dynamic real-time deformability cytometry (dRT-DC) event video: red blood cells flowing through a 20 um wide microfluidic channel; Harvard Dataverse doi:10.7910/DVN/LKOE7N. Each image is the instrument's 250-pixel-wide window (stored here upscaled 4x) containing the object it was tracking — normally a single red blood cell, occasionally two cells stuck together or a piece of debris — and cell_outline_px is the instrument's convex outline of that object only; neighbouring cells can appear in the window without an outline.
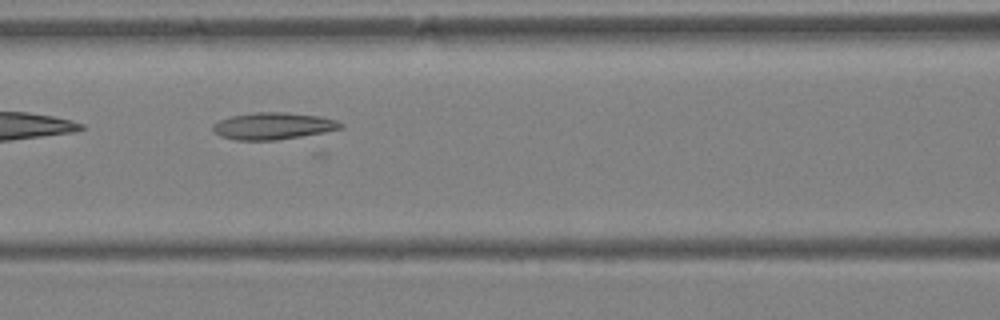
{"species": "Egyptian fruit bat (a non-hibernating species)", "species_latin": "Rousettus aegyptiacus", "temperature_condition": "warm", "stored_images_in_passage": 16, "camera_frame_rate_fps": 3000, "um_per_image_px": 0.085, "animal": {"sex": "female"}, "frame": {"image": 1, "passage_image": 11, "time_ms": 3.333, "image_size_px": [1000, 320], "cell_outline_px": [[344, 128], [316, 136], [276, 140], [236, 140], [220, 136], [212, 128], [212, 124], [220, 120], [232, 116], [256, 112], [284, 112], [320, 116], [336, 120], [344, 124]], "centroid_in_image_um": [23.34, 10.73], "position_along_channel_um": 143.3, "area_um2": 20.58}}